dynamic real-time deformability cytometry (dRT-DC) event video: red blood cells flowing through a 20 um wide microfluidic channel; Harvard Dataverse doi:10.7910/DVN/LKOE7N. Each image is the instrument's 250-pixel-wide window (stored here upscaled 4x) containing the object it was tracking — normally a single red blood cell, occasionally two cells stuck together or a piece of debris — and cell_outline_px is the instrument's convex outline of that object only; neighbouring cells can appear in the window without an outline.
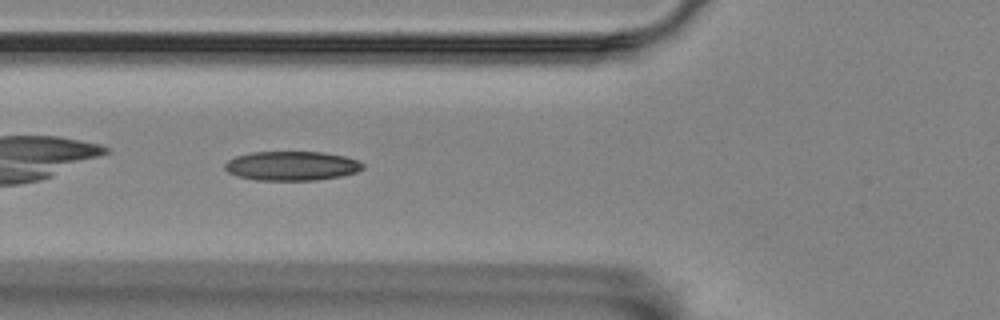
{"species": "Egyptian fruit bat (a non-hibernating species)", "species_latin": "Rousettus aegyptiacus", "temperature_condition": "room temperature", "stored_images_in_passage": 41, "camera_frame_rate_fps": 3000, "um_per_image_px": 0.085, "animal": {"sex": "female"}, "frame": {"image": 1, "passage_image": 5, "time_ms": 1.333, "image_size_px": [1000, 320], "cell_outline_px": [[364, 168], [356, 172], [340, 176], [316, 180], [256, 180], [240, 176], [228, 172], [224, 168], [224, 164], [228, 160], [236, 156], [252, 152], [324, 152], [344, 156], [356, 160], [364, 164]], "centroid_in_image_um": [24.79, 14.09], "position_along_channel_um": 101.0, "area_um2": 23.41}}
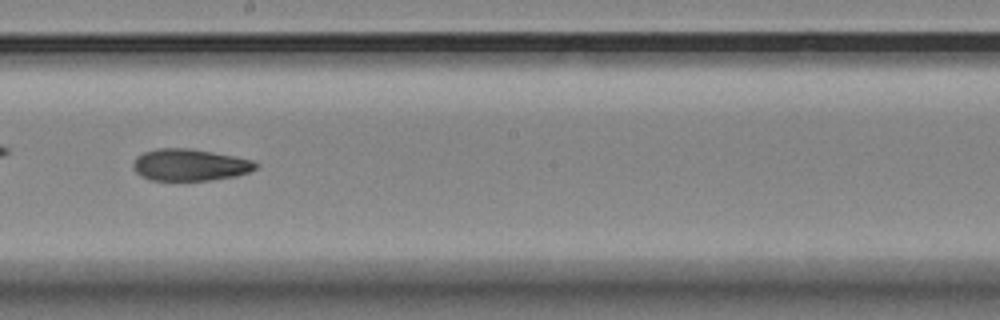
{"frame": {"image": 2, "passage_image": 16, "time_ms": 5.0, "image_size_px": [1000, 320], "cell_outline_px": [[260, 164], [256, 168], [248, 172], [236, 176], [208, 180], [148, 180], [140, 176], [132, 168], [132, 164], [136, 156], [144, 152], [156, 148], [192, 148], [252, 160]], "centroid_in_image_um": [16.09, 14.01], "position_along_channel_um": 232.1, "area_um2": 22.83}}
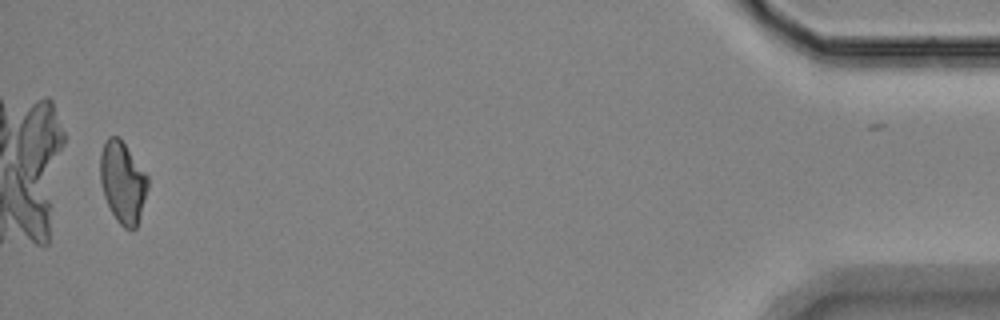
{"frame": {"image": 3, "passage_image": 39, "time_ms": 12.667, "image_size_px": [1000, 320], "cell_outline_px": [[148, 188], [136, 228], [132, 232], [124, 228], [116, 220], [104, 196], [100, 184], [100, 152], [108, 136], [120, 136], [148, 176]], "centroid_in_image_um": [10.42, 15.48], "position_along_channel_um": 424.8, "area_um2": 22.77}, "authors_computed_cell_mechanics": {"area_um2": 23.0622, "velocity_mm_per_s": 3.5606, "shape_relaxation_time_tau1_ms": 7.5058, "shape_relaxation_time_tau2_ms": 11.0107, "deformation_change_tau1": 0.1674, "deformation_change_tau2": 0.2025}}